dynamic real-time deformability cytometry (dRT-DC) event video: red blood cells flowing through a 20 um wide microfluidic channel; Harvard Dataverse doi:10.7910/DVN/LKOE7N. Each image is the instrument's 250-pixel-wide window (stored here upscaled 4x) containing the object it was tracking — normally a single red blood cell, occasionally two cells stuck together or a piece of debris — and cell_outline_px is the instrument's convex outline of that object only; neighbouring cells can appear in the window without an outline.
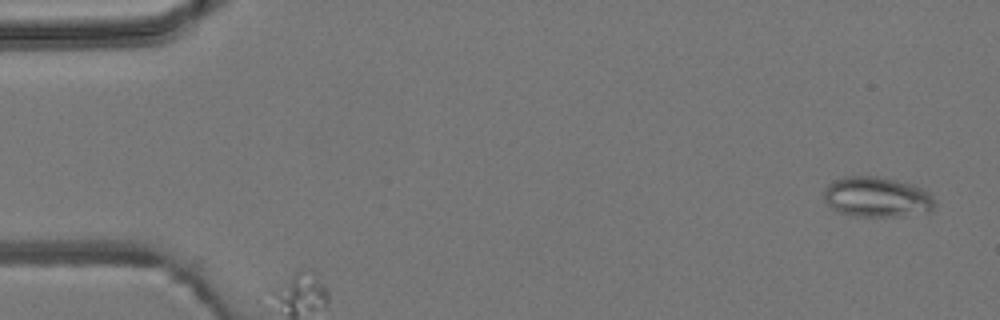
{"species": "common noctule bat (a hibernating species)", "species_latin": "Nyctalus noctula", "temperature_condition": "room temperature", "stored_images_in_passage": 4, "camera_frame_rate_fps": 3000, "um_per_image_px": 0.085, "animal": {"sex": "male", "body_mass_g": 19.2, "forearm_length_mm": 51.8}, "frame": {"image": 1, "passage_image": 1, "time_ms": 0.0, "image_size_px": [1000, 320], "cell_outline_px": [[936, 204], [932, 212], [904, 216], [852, 216], [840, 212], [832, 208], [824, 200], [824, 188], [828, 184], [844, 176], [876, 176], [896, 180], [912, 184], [928, 192], [932, 196]], "centroid_in_image_um": [74.56, 16.76], "position_along_channel_um": 10.4, "area_um2": 26.18}}